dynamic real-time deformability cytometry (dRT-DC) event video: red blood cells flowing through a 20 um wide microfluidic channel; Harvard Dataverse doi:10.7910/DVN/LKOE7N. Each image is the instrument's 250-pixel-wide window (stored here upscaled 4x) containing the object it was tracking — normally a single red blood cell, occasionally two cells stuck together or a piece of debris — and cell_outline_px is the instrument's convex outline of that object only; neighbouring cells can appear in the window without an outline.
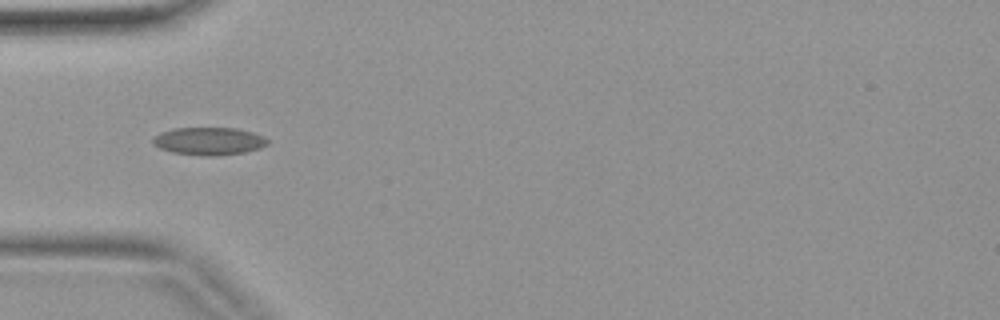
{"species": "common noctule bat (a hibernating species)", "species_latin": "Nyctalus noctula", "temperature_condition": "warm", "stored_images_in_passage": 3, "camera_frame_rate_fps": 3000, "um_per_image_px": 0.085, "animal": {"sex": "female", "body_mass_g": 19.9}, "frame": {"image": 1, "passage_image": 3, "time_ms": 0.667, "image_size_px": [1000, 320], "cell_outline_px": [[268, 144], [260, 148], [244, 152], [216, 156], [204, 156], [172, 152], [160, 148], [152, 144], [152, 136], [160, 132], [172, 128], [236, 128], [252, 132], [264, 136], [268, 140]], "centroid_in_image_um": [17.73, 11.99], "position_along_channel_um": 67.3, "area_um2": 18.67}}